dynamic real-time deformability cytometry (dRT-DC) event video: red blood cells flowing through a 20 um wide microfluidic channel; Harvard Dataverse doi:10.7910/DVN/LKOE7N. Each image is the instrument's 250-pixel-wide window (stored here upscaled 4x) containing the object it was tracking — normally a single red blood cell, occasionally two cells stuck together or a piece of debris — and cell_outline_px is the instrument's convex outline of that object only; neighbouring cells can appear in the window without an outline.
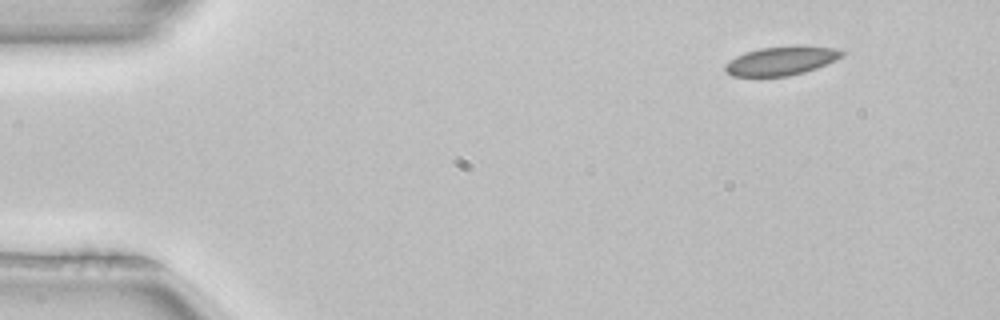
{"species": "common noctule bat (a hibernating species)", "species_latin": "Nyctalus noctula", "temperature_condition": "room temperature", "stored_images_in_passage": 4, "segment_of_instrument_passage": [2, 2], "camera_frame_rate_fps": 3000, "um_per_image_px": 0.085, "animal": {"sex": "female", "body_mass_g": 22.7, "forearm_length_mm": 54.2}, "frame": {"image": 1, "passage_image": 4, "time_ms": 1.0, "image_size_px": [1000, 320], "cell_outline_px": [[844, 52], [836, 60], [816, 68], [804, 72], [788, 76], [732, 76], [724, 72], [724, 64], [736, 56], [744, 52], [760, 48], [832, 48]], "centroid_in_image_um": [66.28, 5.22], "position_along_channel_um": 18.7, "area_um2": 18.73}}